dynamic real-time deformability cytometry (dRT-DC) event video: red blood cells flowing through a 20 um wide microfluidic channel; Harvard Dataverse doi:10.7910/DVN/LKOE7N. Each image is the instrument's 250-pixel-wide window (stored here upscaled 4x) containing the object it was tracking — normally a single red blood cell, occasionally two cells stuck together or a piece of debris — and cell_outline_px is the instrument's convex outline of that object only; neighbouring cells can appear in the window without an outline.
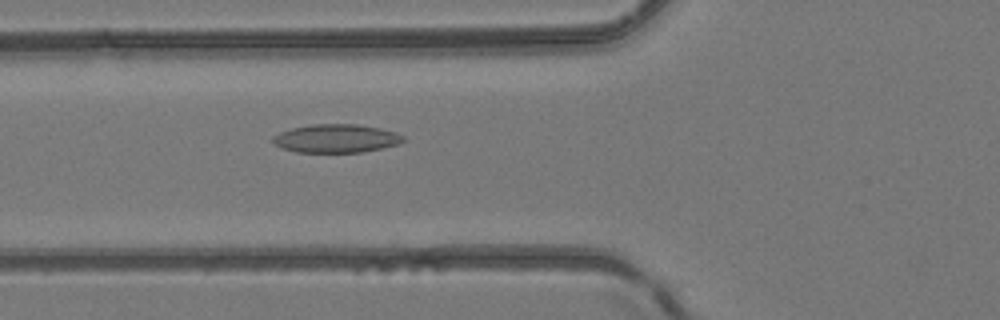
{"species": "common noctule bat (a hibernating species)", "species_latin": "Nyctalus noctula", "temperature_condition": "room temperature", "stored_images_in_passage": 38, "camera_frame_rate_fps": 3000, "um_per_image_px": 0.085, "animal": {"sex": "female", "body_mass_g": 24.6, "forearm_length_mm": 56.2}, "frame": {"image": 1, "passage_image": 6, "time_ms": 1.667, "image_size_px": [1000, 320], "cell_outline_px": [[404, 140], [396, 144], [380, 148], [360, 152], [296, 152], [284, 148], [276, 144], [272, 140], [272, 136], [280, 132], [292, 128], [312, 124], [356, 124], [380, 128], [396, 132], [404, 136]], "centroid_in_image_um": [28.56, 11.76], "position_along_channel_um": 97.2, "area_um2": 21.33}}
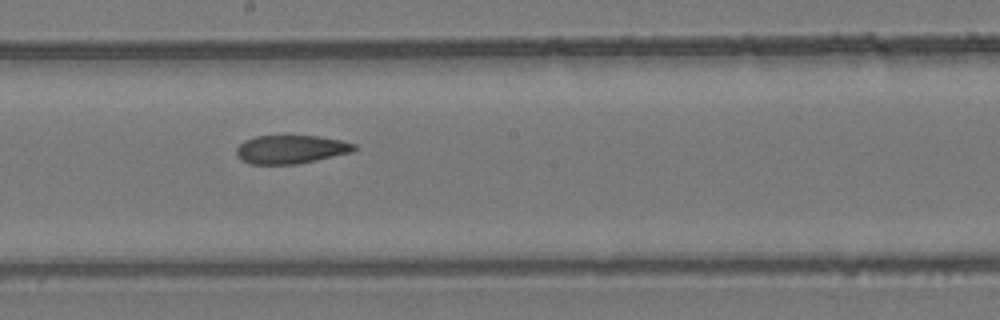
{"frame": {"image": 2, "passage_image": 15, "time_ms": 4.667, "image_size_px": [1000, 320], "cell_outline_px": [[356, 148], [352, 152], [296, 164], [248, 164], [240, 160], [236, 156], [236, 148], [244, 140], [256, 136], [320, 136], [340, 140], [356, 144]], "centroid_in_image_um": [24.68, 12.7], "position_along_channel_um": 223.5, "area_um2": 19.54}}
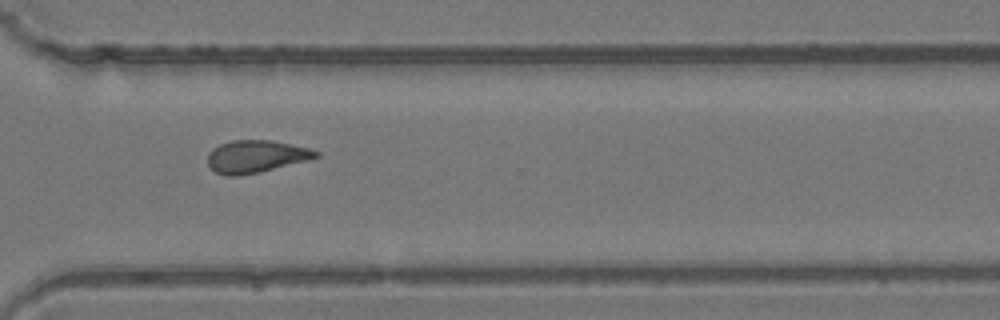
{"frame": {"image": 3, "passage_image": 24, "time_ms": 7.667, "image_size_px": [1000, 320], "cell_outline_px": [[320, 156], [308, 160], [260, 172], [236, 176], [228, 176], [216, 172], [208, 164], [208, 152], [212, 148], [220, 144], [232, 140], [272, 140], [308, 148], [320, 152]], "centroid_in_image_um": [21.75, 13.29], "position_along_channel_um": 348.9, "area_um2": 20.4}, "authors_computed_cell_mechanics": {"area_um2": 20.3167, "velocity_mm_per_s": 4.195, "shape_relaxation_time_tau1_ms": null, "shape_relaxation_time_tau2_ms": 7.3307, "deformation_change_tau1": null, "deformation_change_tau2": 0.1737}}